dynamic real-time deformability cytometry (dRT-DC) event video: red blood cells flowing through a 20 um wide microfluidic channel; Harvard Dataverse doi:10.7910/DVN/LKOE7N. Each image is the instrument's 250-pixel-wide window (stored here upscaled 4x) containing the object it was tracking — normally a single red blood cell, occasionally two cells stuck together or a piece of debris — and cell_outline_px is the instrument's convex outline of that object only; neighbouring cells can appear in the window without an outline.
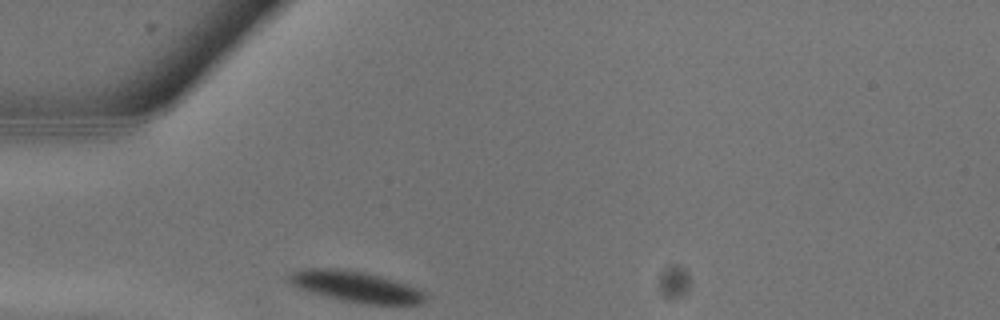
{"species": "common noctule bat (a hibernating species)", "species_latin": "Nyctalus noctula", "temperature_condition": "warm", "stored_images_in_passage": 3, "camera_frame_rate_fps": 3000, "um_per_image_px": 0.085, "animal": {"sex": "male", "body_mass_g": 13.3}, "frame": {"image": 1, "passage_image": 1, "time_ms": 0.0, "image_size_px": [1000, 320], "cell_outline_px": [[428, 296], [420, 304], [364, 304], [344, 300], [312, 292], [300, 288], [292, 284], [288, 280], [288, 272], [304, 268], [332, 268], [364, 272], [380, 276], [416, 288], [424, 292]], "centroid_in_image_um": [30.22, 24.35], "position_along_channel_um": 54.8, "area_um2": 24.1}}
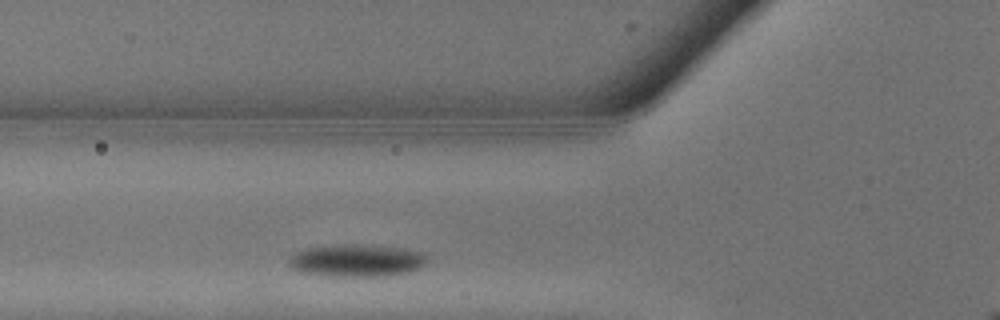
{"frame": {"image": 2, "passage_image": 3, "time_ms": 0.667, "image_size_px": [1000, 320], "cell_outline_px": [[428, 260], [420, 268], [408, 272], [388, 276], [328, 276], [300, 272], [292, 268], [288, 264], [288, 260], [296, 252], [304, 248], [336, 244], [360, 244], [404, 248], [424, 252]], "centroid_in_image_um": [30.32, 22.13], "position_along_channel_um": 95.5, "area_um2": 26.47}}